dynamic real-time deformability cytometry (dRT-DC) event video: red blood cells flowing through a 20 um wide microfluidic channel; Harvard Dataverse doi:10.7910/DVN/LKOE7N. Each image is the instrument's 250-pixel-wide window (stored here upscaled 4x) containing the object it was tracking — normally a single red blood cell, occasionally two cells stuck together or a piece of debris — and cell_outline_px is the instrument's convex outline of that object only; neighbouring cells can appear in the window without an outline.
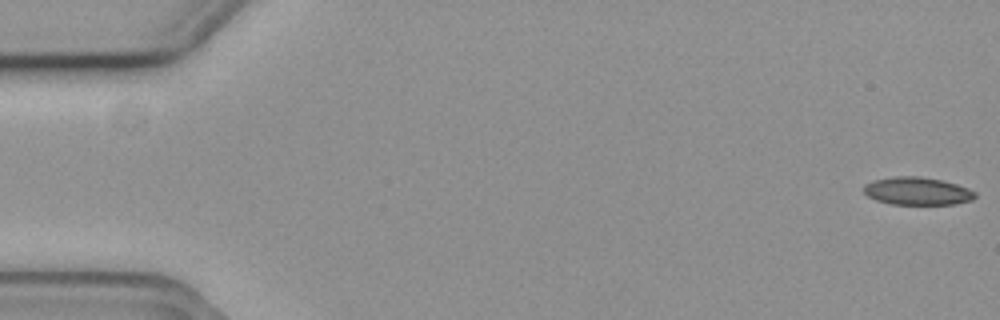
{"species": "common noctule bat (a hibernating species)", "species_latin": "Nyctalus noctula", "temperature_condition": "cold", "stored_images_in_passage": 57, "camera_frame_rate_fps": 3000, "um_per_image_px": 0.085, "animal": {"sex": "female", "body_mass_g": 19.3, "forearm_length_mm": 54.1}, "frame": {"image": 1, "passage_image": 1, "time_ms": 0.0, "image_size_px": [1000, 320], "cell_outline_px": [[976, 196], [972, 200], [956, 204], [892, 204], [876, 200], [868, 196], [864, 192], [864, 184], [872, 180], [896, 176], [920, 176], [940, 180], [956, 184], [968, 188], [976, 192]], "centroid_in_image_um": [77.97, 16.24], "position_along_channel_um": 7.0, "area_um2": 18.03}}
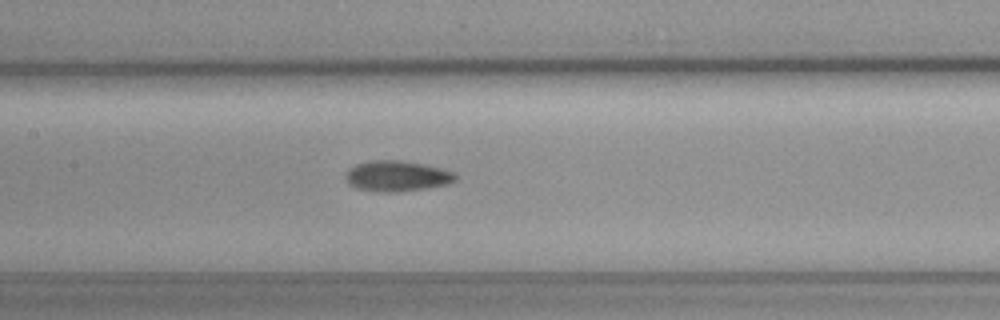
{"frame": {"image": 2, "passage_image": 27, "time_ms": 8.667, "image_size_px": [1000, 320], "cell_outline_px": [[456, 180], [448, 184], [428, 188], [400, 192], [376, 192], [356, 188], [348, 184], [344, 176], [356, 164], [372, 160], [400, 160], [440, 168], [452, 172], [456, 176]], "centroid_in_image_um": [33.72, 14.98], "position_along_channel_um": 173.7, "area_um2": 19.54}}
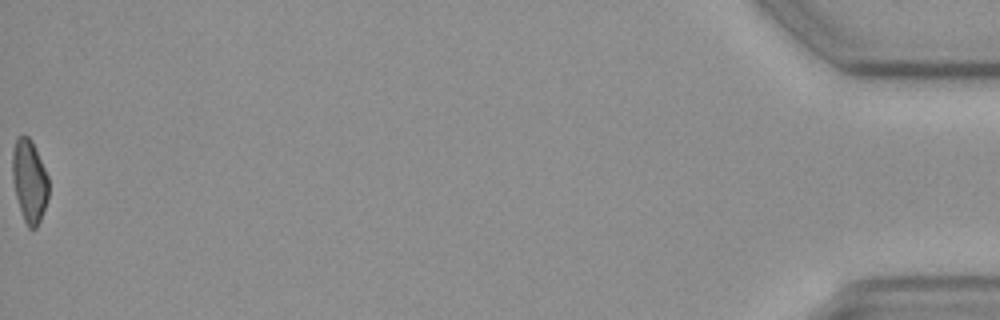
{"frame": {"image": 3, "passage_image": 57, "time_ms": 18.667, "image_size_px": [1000, 320], "cell_outline_px": [[48, 200], [40, 220], [36, 228], [28, 228], [24, 220], [16, 196], [12, 180], [12, 152], [16, 140], [20, 136], [28, 136], [32, 140], [48, 176]], "centroid_in_image_um": [2.5, 15.38], "position_along_channel_um": 432.7, "area_um2": 17.4}, "authors_computed_cell_mechanics": {"area_um2": 18.7272, "velocity_mm_per_s": 3.6959, "shape_relaxation_time_tau1_ms": 9.5866, "shape_relaxation_time_tau2_ms": 7.2626, "deformation_change_tau1": 0.1611, "deformation_change_tau2": 0.1259}}